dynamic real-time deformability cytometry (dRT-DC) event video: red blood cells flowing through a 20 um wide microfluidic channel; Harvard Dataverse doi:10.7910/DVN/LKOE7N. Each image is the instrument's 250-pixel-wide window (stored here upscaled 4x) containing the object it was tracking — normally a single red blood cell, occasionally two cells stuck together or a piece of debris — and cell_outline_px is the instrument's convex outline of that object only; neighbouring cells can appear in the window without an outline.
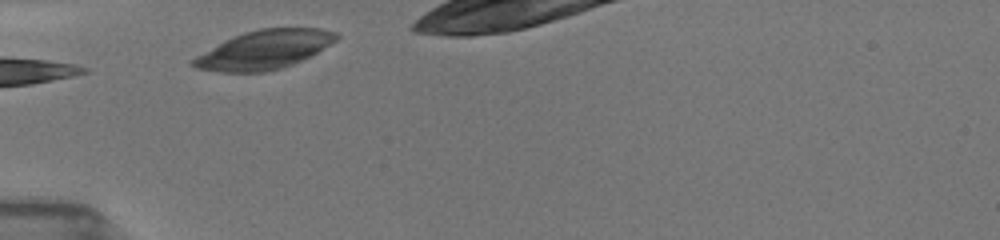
{"species": "common noctule bat (a hibernating species)", "species_latin": "Nyctalus noctula", "temperature_condition": "room temperature", "stored_images_in_passage": 3, "camera_frame_rate_fps": 3000, "um_per_image_px": 0.085, "animal": {"sex": "female", "body_mass_g": 19.5, "forearm_length_mm": 54.1}, "frame": {"image": 1, "passage_image": 1, "time_ms": 0.0, "image_size_px": [1000, 240], "cell_outline_px": [[340, 36], [336, 40], [316, 52], [292, 64], [280, 68], [264, 72], [220, 72], [196, 68], [188, 64], [188, 60], [244, 32], [260, 28], [320, 28], [336, 32]], "centroid_in_image_um": [22.44, 4.23], "position_along_channel_um": 62.6, "area_um2": 31.79}}
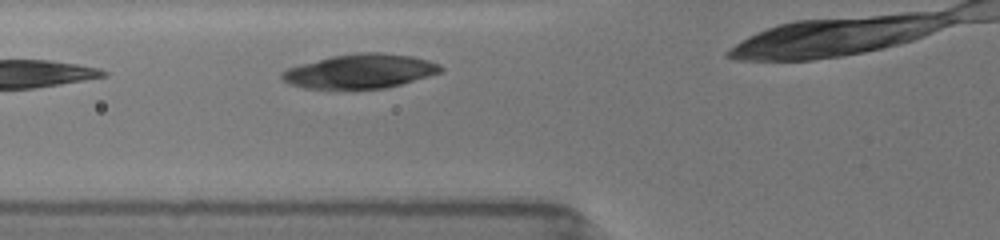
{"frame": {"image": 2, "passage_image": 3, "time_ms": 1.0, "image_size_px": [1000, 240], "cell_outline_px": [[444, 72], [388, 88], [304, 88], [288, 84], [280, 76], [280, 72], [288, 68], [300, 64], [332, 56], [360, 52], [380, 52], [412, 56], [428, 60], [440, 64], [444, 68]], "centroid_in_image_um": [30.65, 6.05], "position_along_channel_um": 95.1, "area_um2": 31.79}}